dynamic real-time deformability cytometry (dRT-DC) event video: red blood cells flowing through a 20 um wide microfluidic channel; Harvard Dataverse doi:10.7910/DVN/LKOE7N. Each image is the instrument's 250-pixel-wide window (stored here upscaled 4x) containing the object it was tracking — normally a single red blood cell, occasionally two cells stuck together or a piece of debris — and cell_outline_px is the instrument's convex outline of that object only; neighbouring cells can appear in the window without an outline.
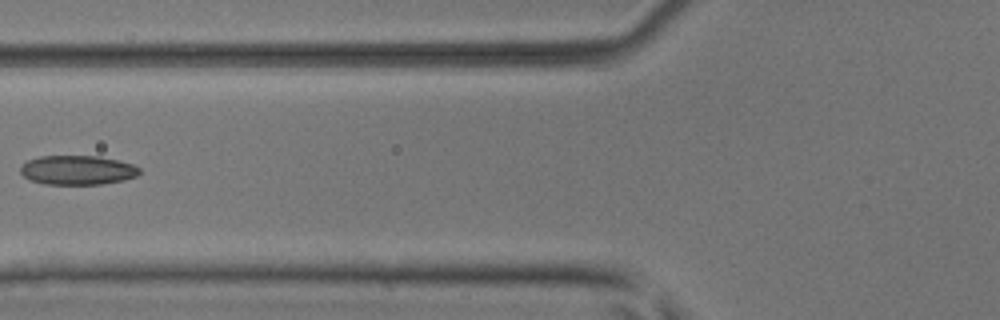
{"species": "common noctule bat (a hibernating species)", "species_latin": "Nyctalus noctula", "temperature_condition": "room temperature", "stored_images_in_passage": 4, "camera_frame_rate_fps": 3000, "um_per_image_px": 0.085, "animal": {"sex": "male", "body_mass_g": 17.9, "forearm_length_mm": 54.2}, "frame": {"image": 1, "passage_image": 3, "time_ms": 0.667, "image_size_px": [1000, 320], "cell_outline_px": [[140, 172], [136, 176], [120, 180], [100, 184], [44, 184], [32, 180], [24, 176], [20, 172], [20, 168], [28, 160], [40, 156], [100, 156], [132, 164], [140, 168]], "centroid_in_image_um": [6.57, 14.45], "position_along_channel_um": 119.2, "area_um2": 20.06}}
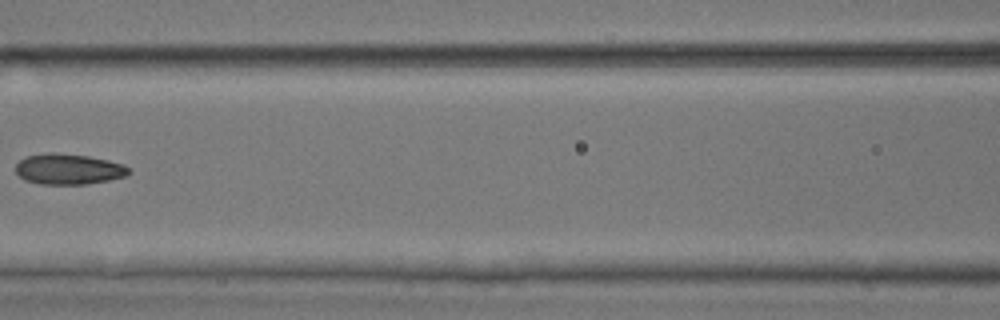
{"frame": {"image": 2, "passage_image": 4, "time_ms": 1.0, "image_size_px": [1000, 320], "cell_outline_px": [[132, 172], [124, 176], [108, 180], [84, 184], [40, 184], [24, 180], [16, 172], [16, 164], [20, 160], [28, 156], [48, 152], [52, 152], [88, 156], [108, 160], [124, 164]], "centroid_in_image_um": [5.82, 14.37], "position_along_channel_um": 160.8, "area_um2": 20.11}}